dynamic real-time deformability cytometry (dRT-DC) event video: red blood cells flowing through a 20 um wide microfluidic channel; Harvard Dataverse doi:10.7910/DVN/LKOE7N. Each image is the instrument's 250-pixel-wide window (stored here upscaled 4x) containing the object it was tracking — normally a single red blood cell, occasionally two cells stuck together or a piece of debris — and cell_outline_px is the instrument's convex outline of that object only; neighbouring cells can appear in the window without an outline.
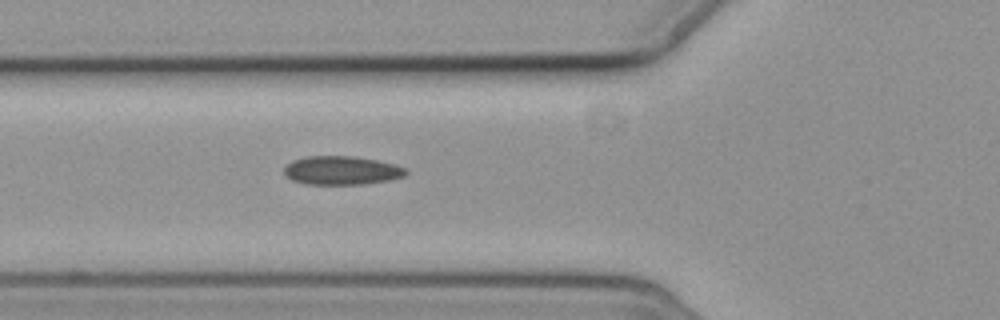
{"species": "common noctule bat (a hibernating species)", "species_latin": "Nyctalus noctula", "temperature_condition": "cold", "stored_images_in_passage": 4, "camera_frame_rate_fps": 3000, "um_per_image_px": 0.085, "animal": {"sex": "female", "body_mass_g": 19.3, "forearm_length_mm": 54.1}, "frame": {"image": 1, "passage_image": 4, "time_ms": 3.333, "image_size_px": [1000, 320], "cell_outline_px": [[408, 172], [404, 176], [388, 180], [364, 184], [304, 184], [292, 180], [284, 176], [284, 168], [292, 160], [304, 156], [352, 156], [376, 160], [396, 164], [408, 168]], "centroid_in_image_um": [29.03, 14.48], "position_along_channel_um": 96.8, "area_um2": 20.52}}